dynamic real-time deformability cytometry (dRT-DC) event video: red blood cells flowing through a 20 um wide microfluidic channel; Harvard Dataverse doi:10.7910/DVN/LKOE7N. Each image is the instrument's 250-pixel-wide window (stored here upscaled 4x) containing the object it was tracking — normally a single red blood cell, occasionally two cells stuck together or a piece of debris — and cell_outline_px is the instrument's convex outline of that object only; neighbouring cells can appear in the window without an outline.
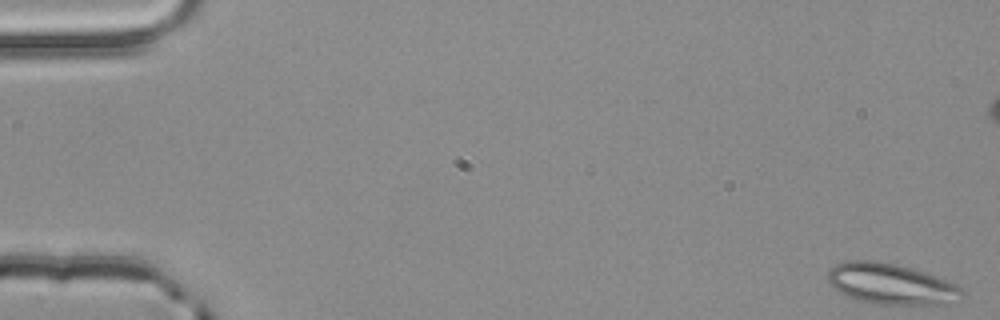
{"species": "common noctule bat (a hibernating species)", "species_latin": "Nyctalus noctula", "temperature_condition": "room temperature", "stored_images_in_passage": 5, "camera_frame_rate_fps": 3000, "um_per_image_px": 0.085, "animal": {"sex": "male", "body_mass_g": 20.4}, "frame": {"image": 1, "passage_image": 1, "time_ms": 0.0, "image_size_px": [1000, 320], "cell_outline_px": [[964, 296], [956, 304], [880, 304], [864, 300], [840, 292], [828, 280], [828, 272], [836, 264], [848, 260], [876, 260], [896, 264], [912, 268], [936, 276], [956, 284], [964, 292]], "centroid_in_image_um": [75.83, 24.12], "position_along_channel_um": 9.2, "area_um2": 31.62}}